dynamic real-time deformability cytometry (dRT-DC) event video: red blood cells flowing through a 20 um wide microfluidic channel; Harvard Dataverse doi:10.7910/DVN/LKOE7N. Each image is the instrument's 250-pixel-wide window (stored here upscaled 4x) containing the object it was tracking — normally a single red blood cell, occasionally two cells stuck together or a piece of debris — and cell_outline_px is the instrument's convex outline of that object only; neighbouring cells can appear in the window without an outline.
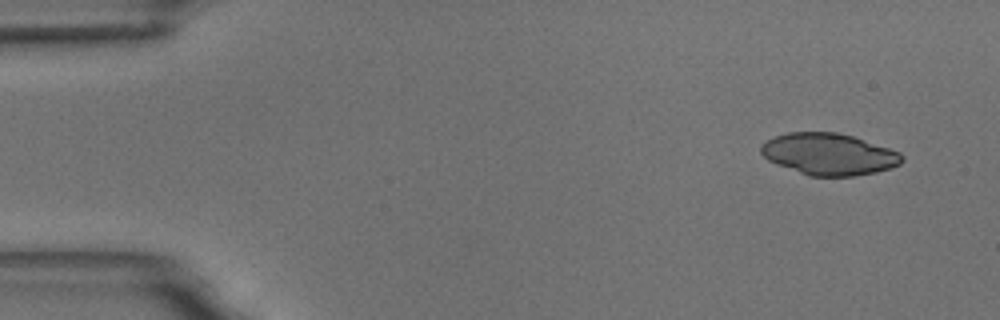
{"species": "common noctule bat (a hibernating species)", "species_latin": "Nyctalus noctula", "temperature_condition": "room temperature", "stored_images_in_passage": 6, "camera_frame_rate_fps": 3000, "um_per_image_px": 0.085, "animal": {"sex": "male", "body_mass_g": 18.8}, "frame": {"image": 1, "passage_image": 1, "time_ms": 0.0, "image_size_px": [1000, 320], "cell_outline_px": [[904, 160], [900, 164], [892, 168], [876, 172], [852, 176], [808, 176], [776, 164], [768, 160], [760, 152], [760, 144], [776, 136], [788, 132], [836, 132], [852, 136], [900, 152], [904, 156]], "centroid_in_image_um": [70.45, 13.11], "position_along_channel_um": 14.5, "area_um2": 34.28}}